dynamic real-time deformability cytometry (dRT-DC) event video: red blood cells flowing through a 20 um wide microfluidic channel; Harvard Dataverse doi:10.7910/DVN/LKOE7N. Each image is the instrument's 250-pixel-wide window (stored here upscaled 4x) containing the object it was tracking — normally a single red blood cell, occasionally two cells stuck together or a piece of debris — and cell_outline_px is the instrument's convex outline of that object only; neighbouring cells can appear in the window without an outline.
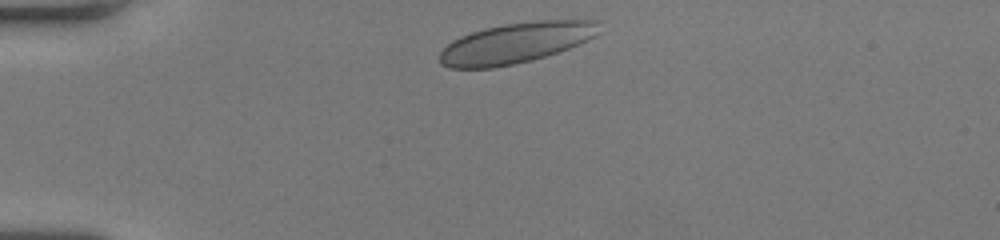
{"species": "human", "species_latin": "Homo sapiens", "temperature_condition": "room temperature", "stored_images_in_passage": 34, "camera_frame_rate_fps": 3000, "um_per_image_px": 0.085, "donor": {"sex": "female"}, "frame": {"image": 1, "passage_image": 1, "time_ms": 0.0, "image_size_px": [1000, 240], "cell_outline_px": [[600, 32], [588, 40], [568, 48], [532, 60], [492, 68], [448, 68], [440, 64], [440, 52], [452, 40], [460, 36], [484, 28], [504, 24], [536, 20], [596, 20]], "centroid_in_image_um": [43.82, 3.64], "position_along_channel_um": 41.2, "area_um2": 37.45}}
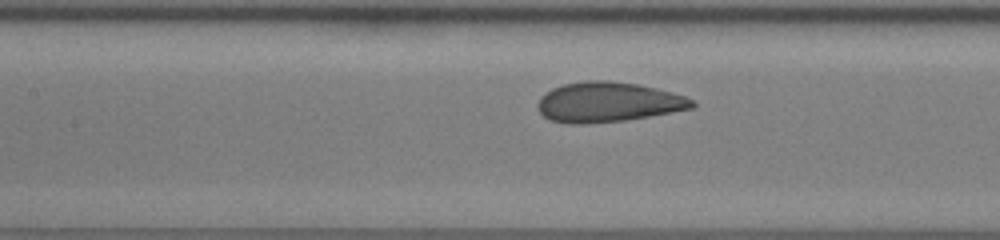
{"frame": {"image": 2, "passage_image": 13, "time_ms": 4.0, "image_size_px": [1000, 240], "cell_outline_px": [[696, 104], [692, 108], [672, 112], [624, 120], [584, 124], [568, 124], [548, 120], [536, 108], [536, 104], [540, 96], [552, 88], [564, 84], [584, 80], [608, 80], [636, 84], [656, 88], [672, 92], [684, 96], [692, 100]], "centroid_in_image_um": [51.62, 8.68], "position_along_channel_um": 155.8, "area_um2": 36.07}}
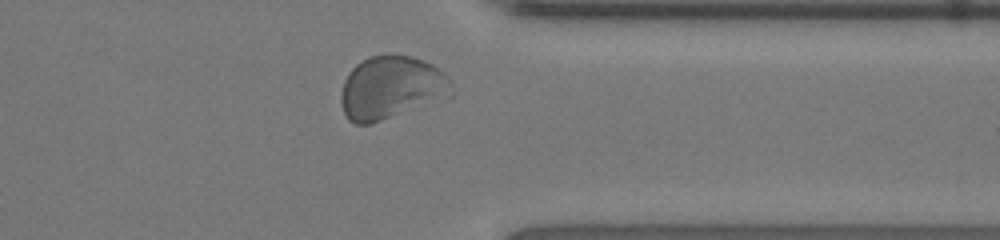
{"frame": {"image": 3, "passage_image": 30, "time_ms": 9.667, "image_size_px": [1000, 240], "cell_outline_px": [[452, 96], [444, 100], [368, 124], [356, 124], [348, 120], [344, 112], [340, 100], [340, 96], [344, 80], [348, 72], [356, 64], [368, 56], [408, 56], [424, 60], [432, 64], [444, 72], [448, 76]], "centroid_in_image_um": [33.25, 7.46], "position_along_channel_um": 378.1, "area_um2": 40.52}, "authors_computed_cell_mechanics": {"area_um2": 35.8649, "velocity_mm_per_s": 3.9686, "shape_relaxation_time_tau1_ms": 2.5342, "shape_relaxation_time_tau2_ms": null, "deformation_change_tau1": 0.0925, "deformation_change_tau2": null}}